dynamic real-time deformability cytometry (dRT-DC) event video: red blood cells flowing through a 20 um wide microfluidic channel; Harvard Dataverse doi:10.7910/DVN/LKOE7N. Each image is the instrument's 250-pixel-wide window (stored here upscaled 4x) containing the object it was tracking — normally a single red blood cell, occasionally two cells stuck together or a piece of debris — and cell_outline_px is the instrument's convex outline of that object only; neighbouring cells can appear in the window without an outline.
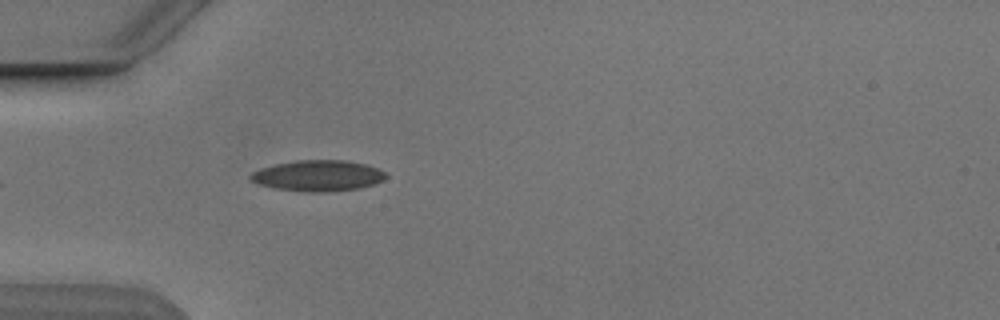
{"species": "Egyptian fruit bat (a non-hibernating species)", "species_latin": "Rousettus aegyptiacus", "temperature_condition": "cold", "stored_images_in_passage": 2, "camera_frame_rate_fps": 3000, "um_per_image_px": 0.085, "animal": {"sex": "male"}, "frame": {"image": 1, "passage_image": 2, "time_ms": 1.0, "image_size_px": [1000, 320], "cell_outline_px": [[388, 176], [376, 184], [360, 188], [328, 192], [308, 192], [276, 188], [260, 184], [252, 180], [248, 176], [252, 172], [260, 168], [276, 164], [296, 160], [344, 160], [364, 164], [376, 168], [384, 172]], "centroid_in_image_um": [27.04, 14.93], "position_along_channel_um": 58.0, "area_um2": 24.28}}